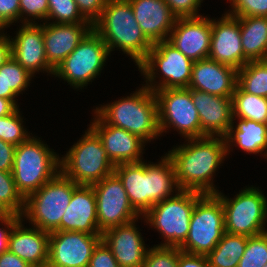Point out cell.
Here are the masks:
<instances>
[{
  "label": "cell",
  "instance_id": "obj_34",
  "mask_svg": "<svg viewBox=\"0 0 267 267\" xmlns=\"http://www.w3.org/2000/svg\"><path fill=\"white\" fill-rule=\"evenodd\" d=\"M23 119L17 108L12 114L0 118V139L12 145L26 142L31 136L23 127Z\"/></svg>",
  "mask_w": 267,
  "mask_h": 267
},
{
  "label": "cell",
  "instance_id": "obj_22",
  "mask_svg": "<svg viewBox=\"0 0 267 267\" xmlns=\"http://www.w3.org/2000/svg\"><path fill=\"white\" fill-rule=\"evenodd\" d=\"M238 80V70L210 58L194 61L188 88L216 96L232 97Z\"/></svg>",
  "mask_w": 267,
  "mask_h": 267
},
{
  "label": "cell",
  "instance_id": "obj_26",
  "mask_svg": "<svg viewBox=\"0 0 267 267\" xmlns=\"http://www.w3.org/2000/svg\"><path fill=\"white\" fill-rule=\"evenodd\" d=\"M135 19L145 36L154 44L168 40L177 17L165 0H129Z\"/></svg>",
  "mask_w": 267,
  "mask_h": 267
},
{
  "label": "cell",
  "instance_id": "obj_42",
  "mask_svg": "<svg viewBox=\"0 0 267 267\" xmlns=\"http://www.w3.org/2000/svg\"><path fill=\"white\" fill-rule=\"evenodd\" d=\"M20 0H0V31L20 19Z\"/></svg>",
  "mask_w": 267,
  "mask_h": 267
},
{
  "label": "cell",
  "instance_id": "obj_25",
  "mask_svg": "<svg viewBox=\"0 0 267 267\" xmlns=\"http://www.w3.org/2000/svg\"><path fill=\"white\" fill-rule=\"evenodd\" d=\"M23 221L20 218L14 224L8 238V250L32 267H47L50 233L35 226L24 228Z\"/></svg>",
  "mask_w": 267,
  "mask_h": 267
},
{
  "label": "cell",
  "instance_id": "obj_28",
  "mask_svg": "<svg viewBox=\"0 0 267 267\" xmlns=\"http://www.w3.org/2000/svg\"><path fill=\"white\" fill-rule=\"evenodd\" d=\"M244 55L250 61L267 60V17L240 18Z\"/></svg>",
  "mask_w": 267,
  "mask_h": 267
},
{
  "label": "cell",
  "instance_id": "obj_15",
  "mask_svg": "<svg viewBox=\"0 0 267 267\" xmlns=\"http://www.w3.org/2000/svg\"><path fill=\"white\" fill-rule=\"evenodd\" d=\"M101 235L85 232L54 231L49 237L47 267H88Z\"/></svg>",
  "mask_w": 267,
  "mask_h": 267
},
{
  "label": "cell",
  "instance_id": "obj_37",
  "mask_svg": "<svg viewBox=\"0 0 267 267\" xmlns=\"http://www.w3.org/2000/svg\"><path fill=\"white\" fill-rule=\"evenodd\" d=\"M143 267H178V247L148 248Z\"/></svg>",
  "mask_w": 267,
  "mask_h": 267
},
{
  "label": "cell",
  "instance_id": "obj_44",
  "mask_svg": "<svg viewBox=\"0 0 267 267\" xmlns=\"http://www.w3.org/2000/svg\"><path fill=\"white\" fill-rule=\"evenodd\" d=\"M178 267H210V264L206 256L187 253L178 247Z\"/></svg>",
  "mask_w": 267,
  "mask_h": 267
},
{
  "label": "cell",
  "instance_id": "obj_39",
  "mask_svg": "<svg viewBox=\"0 0 267 267\" xmlns=\"http://www.w3.org/2000/svg\"><path fill=\"white\" fill-rule=\"evenodd\" d=\"M19 5L20 18L22 19L23 15L27 16L25 18L23 17V20L20 19L22 24H36L35 19H43L44 21L46 20L45 22L48 21V0H20Z\"/></svg>",
  "mask_w": 267,
  "mask_h": 267
},
{
  "label": "cell",
  "instance_id": "obj_29",
  "mask_svg": "<svg viewBox=\"0 0 267 267\" xmlns=\"http://www.w3.org/2000/svg\"><path fill=\"white\" fill-rule=\"evenodd\" d=\"M248 237L225 232L216 247L206 256L210 267H237Z\"/></svg>",
  "mask_w": 267,
  "mask_h": 267
},
{
  "label": "cell",
  "instance_id": "obj_6",
  "mask_svg": "<svg viewBox=\"0 0 267 267\" xmlns=\"http://www.w3.org/2000/svg\"><path fill=\"white\" fill-rule=\"evenodd\" d=\"M60 159V172L78 185H92L114 173L115 166L97 133L89 127Z\"/></svg>",
  "mask_w": 267,
  "mask_h": 267
},
{
  "label": "cell",
  "instance_id": "obj_51",
  "mask_svg": "<svg viewBox=\"0 0 267 267\" xmlns=\"http://www.w3.org/2000/svg\"><path fill=\"white\" fill-rule=\"evenodd\" d=\"M14 213L0 201V221L10 218Z\"/></svg>",
  "mask_w": 267,
  "mask_h": 267
},
{
  "label": "cell",
  "instance_id": "obj_10",
  "mask_svg": "<svg viewBox=\"0 0 267 267\" xmlns=\"http://www.w3.org/2000/svg\"><path fill=\"white\" fill-rule=\"evenodd\" d=\"M225 233L224 210L215 194H204L191 214L189 234L181 251L207 256Z\"/></svg>",
  "mask_w": 267,
  "mask_h": 267
},
{
  "label": "cell",
  "instance_id": "obj_48",
  "mask_svg": "<svg viewBox=\"0 0 267 267\" xmlns=\"http://www.w3.org/2000/svg\"><path fill=\"white\" fill-rule=\"evenodd\" d=\"M6 33H0V67L8 60L11 56V39L10 36H6Z\"/></svg>",
  "mask_w": 267,
  "mask_h": 267
},
{
  "label": "cell",
  "instance_id": "obj_30",
  "mask_svg": "<svg viewBox=\"0 0 267 267\" xmlns=\"http://www.w3.org/2000/svg\"><path fill=\"white\" fill-rule=\"evenodd\" d=\"M233 121L235 118L267 123V98L244 92L238 85L232 95Z\"/></svg>",
  "mask_w": 267,
  "mask_h": 267
},
{
  "label": "cell",
  "instance_id": "obj_35",
  "mask_svg": "<svg viewBox=\"0 0 267 267\" xmlns=\"http://www.w3.org/2000/svg\"><path fill=\"white\" fill-rule=\"evenodd\" d=\"M34 75L25 70L13 57L4 63L5 92L16 95L24 91Z\"/></svg>",
  "mask_w": 267,
  "mask_h": 267
},
{
  "label": "cell",
  "instance_id": "obj_8",
  "mask_svg": "<svg viewBox=\"0 0 267 267\" xmlns=\"http://www.w3.org/2000/svg\"><path fill=\"white\" fill-rule=\"evenodd\" d=\"M156 203L144 216L149 226L161 233L164 242L156 246L180 247L188 237L195 203L204 195L193 190H180Z\"/></svg>",
  "mask_w": 267,
  "mask_h": 267
},
{
  "label": "cell",
  "instance_id": "obj_11",
  "mask_svg": "<svg viewBox=\"0 0 267 267\" xmlns=\"http://www.w3.org/2000/svg\"><path fill=\"white\" fill-rule=\"evenodd\" d=\"M215 195L223 205L226 233L250 237L267 232V198L260 189L245 188L233 199L227 198L221 191Z\"/></svg>",
  "mask_w": 267,
  "mask_h": 267
},
{
  "label": "cell",
  "instance_id": "obj_19",
  "mask_svg": "<svg viewBox=\"0 0 267 267\" xmlns=\"http://www.w3.org/2000/svg\"><path fill=\"white\" fill-rule=\"evenodd\" d=\"M192 101L198 111L201 137H224L233 124L232 97L216 96L190 89Z\"/></svg>",
  "mask_w": 267,
  "mask_h": 267
},
{
  "label": "cell",
  "instance_id": "obj_1",
  "mask_svg": "<svg viewBox=\"0 0 267 267\" xmlns=\"http://www.w3.org/2000/svg\"><path fill=\"white\" fill-rule=\"evenodd\" d=\"M187 141L167 154L173 163L179 188L216 194L219 190L213 186V176L229 155L224 137L204 136Z\"/></svg>",
  "mask_w": 267,
  "mask_h": 267
},
{
  "label": "cell",
  "instance_id": "obj_47",
  "mask_svg": "<svg viewBox=\"0 0 267 267\" xmlns=\"http://www.w3.org/2000/svg\"><path fill=\"white\" fill-rule=\"evenodd\" d=\"M0 267H32L9 250L0 255Z\"/></svg>",
  "mask_w": 267,
  "mask_h": 267
},
{
  "label": "cell",
  "instance_id": "obj_38",
  "mask_svg": "<svg viewBox=\"0 0 267 267\" xmlns=\"http://www.w3.org/2000/svg\"><path fill=\"white\" fill-rule=\"evenodd\" d=\"M232 6L226 14L235 17H267V0H229Z\"/></svg>",
  "mask_w": 267,
  "mask_h": 267
},
{
  "label": "cell",
  "instance_id": "obj_31",
  "mask_svg": "<svg viewBox=\"0 0 267 267\" xmlns=\"http://www.w3.org/2000/svg\"><path fill=\"white\" fill-rule=\"evenodd\" d=\"M237 85L246 93L267 98V60L249 61L240 68Z\"/></svg>",
  "mask_w": 267,
  "mask_h": 267
},
{
  "label": "cell",
  "instance_id": "obj_36",
  "mask_svg": "<svg viewBox=\"0 0 267 267\" xmlns=\"http://www.w3.org/2000/svg\"><path fill=\"white\" fill-rule=\"evenodd\" d=\"M0 201L14 214L22 215L24 198L16 189L12 172L0 170Z\"/></svg>",
  "mask_w": 267,
  "mask_h": 267
},
{
  "label": "cell",
  "instance_id": "obj_2",
  "mask_svg": "<svg viewBox=\"0 0 267 267\" xmlns=\"http://www.w3.org/2000/svg\"><path fill=\"white\" fill-rule=\"evenodd\" d=\"M114 173L121 180L131 206L141 216L156 203L172 197L171 192L181 190L167 153L158 164L123 163L115 166Z\"/></svg>",
  "mask_w": 267,
  "mask_h": 267
},
{
  "label": "cell",
  "instance_id": "obj_27",
  "mask_svg": "<svg viewBox=\"0 0 267 267\" xmlns=\"http://www.w3.org/2000/svg\"><path fill=\"white\" fill-rule=\"evenodd\" d=\"M238 119L237 125L233 126L232 124L224 136L227 152L230 153V146L236 143L240 149L247 153L262 154L265 150L264 156L267 157V123Z\"/></svg>",
  "mask_w": 267,
  "mask_h": 267
},
{
  "label": "cell",
  "instance_id": "obj_23",
  "mask_svg": "<svg viewBox=\"0 0 267 267\" xmlns=\"http://www.w3.org/2000/svg\"><path fill=\"white\" fill-rule=\"evenodd\" d=\"M92 30V24L44 23L43 37L48 65L55 70Z\"/></svg>",
  "mask_w": 267,
  "mask_h": 267
},
{
  "label": "cell",
  "instance_id": "obj_17",
  "mask_svg": "<svg viewBox=\"0 0 267 267\" xmlns=\"http://www.w3.org/2000/svg\"><path fill=\"white\" fill-rule=\"evenodd\" d=\"M211 34L208 17L177 18L168 41L194 62L208 58Z\"/></svg>",
  "mask_w": 267,
  "mask_h": 267
},
{
  "label": "cell",
  "instance_id": "obj_4",
  "mask_svg": "<svg viewBox=\"0 0 267 267\" xmlns=\"http://www.w3.org/2000/svg\"><path fill=\"white\" fill-rule=\"evenodd\" d=\"M105 123L139 136L145 142L160 136L156 96L142 86L127 97L94 111Z\"/></svg>",
  "mask_w": 267,
  "mask_h": 267
},
{
  "label": "cell",
  "instance_id": "obj_7",
  "mask_svg": "<svg viewBox=\"0 0 267 267\" xmlns=\"http://www.w3.org/2000/svg\"><path fill=\"white\" fill-rule=\"evenodd\" d=\"M79 185L59 172L53 179L24 199L21 218L46 232L60 231L62 217L73 191Z\"/></svg>",
  "mask_w": 267,
  "mask_h": 267
},
{
  "label": "cell",
  "instance_id": "obj_40",
  "mask_svg": "<svg viewBox=\"0 0 267 267\" xmlns=\"http://www.w3.org/2000/svg\"><path fill=\"white\" fill-rule=\"evenodd\" d=\"M203 0H165L177 18L200 17L198 9Z\"/></svg>",
  "mask_w": 267,
  "mask_h": 267
},
{
  "label": "cell",
  "instance_id": "obj_45",
  "mask_svg": "<svg viewBox=\"0 0 267 267\" xmlns=\"http://www.w3.org/2000/svg\"><path fill=\"white\" fill-rule=\"evenodd\" d=\"M16 146L0 139V170L12 172Z\"/></svg>",
  "mask_w": 267,
  "mask_h": 267
},
{
  "label": "cell",
  "instance_id": "obj_50",
  "mask_svg": "<svg viewBox=\"0 0 267 267\" xmlns=\"http://www.w3.org/2000/svg\"><path fill=\"white\" fill-rule=\"evenodd\" d=\"M17 95L14 92H5V81H4V64L0 67V97L10 99L16 106L17 101L15 97Z\"/></svg>",
  "mask_w": 267,
  "mask_h": 267
},
{
  "label": "cell",
  "instance_id": "obj_20",
  "mask_svg": "<svg viewBox=\"0 0 267 267\" xmlns=\"http://www.w3.org/2000/svg\"><path fill=\"white\" fill-rule=\"evenodd\" d=\"M11 56L31 75L39 70L54 74L46 57L43 24H23L11 38Z\"/></svg>",
  "mask_w": 267,
  "mask_h": 267
},
{
  "label": "cell",
  "instance_id": "obj_43",
  "mask_svg": "<svg viewBox=\"0 0 267 267\" xmlns=\"http://www.w3.org/2000/svg\"><path fill=\"white\" fill-rule=\"evenodd\" d=\"M81 15L93 24L101 15L107 0H74Z\"/></svg>",
  "mask_w": 267,
  "mask_h": 267
},
{
  "label": "cell",
  "instance_id": "obj_14",
  "mask_svg": "<svg viewBox=\"0 0 267 267\" xmlns=\"http://www.w3.org/2000/svg\"><path fill=\"white\" fill-rule=\"evenodd\" d=\"M96 196L98 228L101 232L138 220L119 177L112 173L92 184Z\"/></svg>",
  "mask_w": 267,
  "mask_h": 267
},
{
  "label": "cell",
  "instance_id": "obj_49",
  "mask_svg": "<svg viewBox=\"0 0 267 267\" xmlns=\"http://www.w3.org/2000/svg\"><path fill=\"white\" fill-rule=\"evenodd\" d=\"M18 107L10 99L0 97V118L12 114Z\"/></svg>",
  "mask_w": 267,
  "mask_h": 267
},
{
  "label": "cell",
  "instance_id": "obj_9",
  "mask_svg": "<svg viewBox=\"0 0 267 267\" xmlns=\"http://www.w3.org/2000/svg\"><path fill=\"white\" fill-rule=\"evenodd\" d=\"M193 64L190 58L182 54L168 40H164L153 44L145 60L138 66V70L146 78V87L155 92L159 89L188 88ZM157 71L163 75L160 77V82L155 81L158 77Z\"/></svg>",
  "mask_w": 267,
  "mask_h": 267
},
{
  "label": "cell",
  "instance_id": "obj_46",
  "mask_svg": "<svg viewBox=\"0 0 267 267\" xmlns=\"http://www.w3.org/2000/svg\"><path fill=\"white\" fill-rule=\"evenodd\" d=\"M21 218V216L17 214H13L10 218L1 221L2 225H5L0 228V255L8 250V238L9 234L14 226V224ZM7 226V227H6Z\"/></svg>",
  "mask_w": 267,
  "mask_h": 267
},
{
  "label": "cell",
  "instance_id": "obj_18",
  "mask_svg": "<svg viewBox=\"0 0 267 267\" xmlns=\"http://www.w3.org/2000/svg\"><path fill=\"white\" fill-rule=\"evenodd\" d=\"M94 114L96 117L89 126L100 137L108 158L114 166L143 160L141 154L146 143L143 139L125 129L105 123L96 113Z\"/></svg>",
  "mask_w": 267,
  "mask_h": 267
},
{
  "label": "cell",
  "instance_id": "obj_5",
  "mask_svg": "<svg viewBox=\"0 0 267 267\" xmlns=\"http://www.w3.org/2000/svg\"><path fill=\"white\" fill-rule=\"evenodd\" d=\"M60 172V158L40 138L30 137L16 146L12 175L25 199Z\"/></svg>",
  "mask_w": 267,
  "mask_h": 267
},
{
  "label": "cell",
  "instance_id": "obj_33",
  "mask_svg": "<svg viewBox=\"0 0 267 267\" xmlns=\"http://www.w3.org/2000/svg\"><path fill=\"white\" fill-rule=\"evenodd\" d=\"M267 264V232L248 237L237 267H263Z\"/></svg>",
  "mask_w": 267,
  "mask_h": 267
},
{
  "label": "cell",
  "instance_id": "obj_24",
  "mask_svg": "<svg viewBox=\"0 0 267 267\" xmlns=\"http://www.w3.org/2000/svg\"><path fill=\"white\" fill-rule=\"evenodd\" d=\"M60 231L101 235L98 228L96 196L92 185H79L62 217Z\"/></svg>",
  "mask_w": 267,
  "mask_h": 267
},
{
  "label": "cell",
  "instance_id": "obj_3",
  "mask_svg": "<svg viewBox=\"0 0 267 267\" xmlns=\"http://www.w3.org/2000/svg\"><path fill=\"white\" fill-rule=\"evenodd\" d=\"M92 29L104 40L109 52L118 47L137 66L153 47L136 21L129 0H107L100 17L92 24Z\"/></svg>",
  "mask_w": 267,
  "mask_h": 267
},
{
  "label": "cell",
  "instance_id": "obj_12",
  "mask_svg": "<svg viewBox=\"0 0 267 267\" xmlns=\"http://www.w3.org/2000/svg\"><path fill=\"white\" fill-rule=\"evenodd\" d=\"M110 52L104 40L92 29L54 70L55 77L62 78L77 88H84L101 72Z\"/></svg>",
  "mask_w": 267,
  "mask_h": 267
},
{
  "label": "cell",
  "instance_id": "obj_13",
  "mask_svg": "<svg viewBox=\"0 0 267 267\" xmlns=\"http://www.w3.org/2000/svg\"><path fill=\"white\" fill-rule=\"evenodd\" d=\"M154 94L160 133L174 127L186 139L201 137L199 115L192 101L190 88L159 89Z\"/></svg>",
  "mask_w": 267,
  "mask_h": 267
},
{
  "label": "cell",
  "instance_id": "obj_32",
  "mask_svg": "<svg viewBox=\"0 0 267 267\" xmlns=\"http://www.w3.org/2000/svg\"><path fill=\"white\" fill-rule=\"evenodd\" d=\"M48 20L63 24H91L79 12L74 0H48Z\"/></svg>",
  "mask_w": 267,
  "mask_h": 267
},
{
  "label": "cell",
  "instance_id": "obj_16",
  "mask_svg": "<svg viewBox=\"0 0 267 267\" xmlns=\"http://www.w3.org/2000/svg\"><path fill=\"white\" fill-rule=\"evenodd\" d=\"M220 19H211L212 34L208 58L239 70L250 61L242 49L240 17L225 14Z\"/></svg>",
  "mask_w": 267,
  "mask_h": 267
},
{
  "label": "cell",
  "instance_id": "obj_41",
  "mask_svg": "<svg viewBox=\"0 0 267 267\" xmlns=\"http://www.w3.org/2000/svg\"><path fill=\"white\" fill-rule=\"evenodd\" d=\"M88 267H120L111 250L101 240L94 248Z\"/></svg>",
  "mask_w": 267,
  "mask_h": 267
},
{
  "label": "cell",
  "instance_id": "obj_21",
  "mask_svg": "<svg viewBox=\"0 0 267 267\" xmlns=\"http://www.w3.org/2000/svg\"><path fill=\"white\" fill-rule=\"evenodd\" d=\"M135 222L111 227L101 234V240L111 250L120 267H143L145 261L148 249Z\"/></svg>",
  "mask_w": 267,
  "mask_h": 267
}]
</instances>
